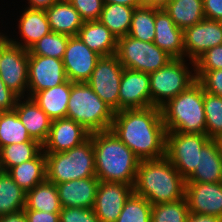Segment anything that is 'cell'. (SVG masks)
<instances>
[{"label": "cell", "mask_w": 222, "mask_h": 222, "mask_svg": "<svg viewBox=\"0 0 222 222\" xmlns=\"http://www.w3.org/2000/svg\"><path fill=\"white\" fill-rule=\"evenodd\" d=\"M110 130L142 160L166 156V128L161 108L122 109L114 113Z\"/></svg>", "instance_id": "1"}, {"label": "cell", "mask_w": 222, "mask_h": 222, "mask_svg": "<svg viewBox=\"0 0 222 222\" xmlns=\"http://www.w3.org/2000/svg\"><path fill=\"white\" fill-rule=\"evenodd\" d=\"M116 55L124 68L148 74L173 59L154 42H144L129 35L118 38Z\"/></svg>", "instance_id": "8"}, {"label": "cell", "mask_w": 222, "mask_h": 222, "mask_svg": "<svg viewBox=\"0 0 222 222\" xmlns=\"http://www.w3.org/2000/svg\"><path fill=\"white\" fill-rule=\"evenodd\" d=\"M90 137V132L70 118L52 120L47 141L43 144L44 153L65 152L79 146Z\"/></svg>", "instance_id": "18"}, {"label": "cell", "mask_w": 222, "mask_h": 222, "mask_svg": "<svg viewBox=\"0 0 222 222\" xmlns=\"http://www.w3.org/2000/svg\"><path fill=\"white\" fill-rule=\"evenodd\" d=\"M18 28L24 43L9 39L8 36L7 39L11 43L27 50L43 36H46L51 32L44 9H25L19 20Z\"/></svg>", "instance_id": "24"}, {"label": "cell", "mask_w": 222, "mask_h": 222, "mask_svg": "<svg viewBox=\"0 0 222 222\" xmlns=\"http://www.w3.org/2000/svg\"><path fill=\"white\" fill-rule=\"evenodd\" d=\"M100 58L78 36L69 37L62 58L67 79L71 82H86Z\"/></svg>", "instance_id": "13"}, {"label": "cell", "mask_w": 222, "mask_h": 222, "mask_svg": "<svg viewBox=\"0 0 222 222\" xmlns=\"http://www.w3.org/2000/svg\"><path fill=\"white\" fill-rule=\"evenodd\" d=\"M8 173L25 192L46 180V156L42 150L34 159L12 167Z\"/></svg>", "instance_id": "27"}, {"label": "cell", "mask_w": 222, "mask_h": 222, "mask_svg": "<svg viewBox=\"0 0 222 222\" xmlns=\"http://www.w3.org/2000/svg\"><path fill=\"white\" fill-rule=\"evenodd\" d=\"M51 32L77 36L84 20L68 0H58L45 9Z\"/></svg>", "instance_id": "23"}, {"label": "cell", "mask_w": 222, "mask_h": 222, "mask_svg": "<svg viewBox=\"0 0 222 222\" xmlns=\"http://www.w3.org/2000/svg\"><path fill=\"white\" fill-rule=\"evenodd\" d=\"M189 214L185 197L183 199L152 206L151 222H185Z\"/></svg>", "instance_id": "38"}, {"label": "cell", "mask_w": 222, "mask_h": 222, "mask_svg": "<svg viewBox=\"0 0 222 222\" xmlns=\"http://www.w3.org/2000/svg\"><path fill=\"white\" fill-rule=\"evenodd\" d=\"M133 186L120 182L100 181L93 210L100 222H116Z\"/></svg>", "instance_id": "15"}, {"label": "cell", "mask_w": 222, "mask_h": 222, "mask_svg": "<svg viewBox=\"0 0 222 222\" xmlns=\"http://www.w3.org/2000/svg\"><path fill=\"white\" fill-rule=\"evenodd\" d=\"M28 62L27 49L7 38L0 44V78L19 97H24L26 90L28 93Z\"/></svg>", "instance_id": "10"}, {"label": "cell", "mask_w": 222, "mask_h": 222, "mask_svg": "<svg viewBox=\"0 0 222 222\" xmlns=\"http://www.w3.org/2000/svg\"><path fill=\"white\" fill-rule=\"evenodd\" d=\"M96 176L102 182L134 186L140 159L111 130L90 133Z\"/></svg>", "instance_id": "2"}, {"label": "cell", "mask_w": 222, "mask_h": 222, "mask_svg": "<svg viewBox=\"0 0 222 222\" xmlns=\"http://www.w3.org/2000/svg\"><path fill=\"white\" fill-rule=\"evenodd\" d=\"M152 106L161 108L196 81L184 58H173L164 67L149 74Z\"/></svg>", "instance_id": "7"}, {"label": "cell", "mask_w": 222, "mask_h": 222, "mask_svg": "<svg viewBox=\"0 0 222 222\" xmlns=\"http://www.w3.org/2000/svg\"><path fill=\"white\" fill-rule=\"evenodd\" d=\"M134 7L121 4H104L98 19L104 24L117 38L128 35Z\"/></svg>", "instance_id": "30"}, {"label": "cell", "mask_w": 222, "mask_h": 222, "mask_svg": "<svg viewBox=\"0 0 222 222\" xmlns=\"http://www.w3.org/2000/svg\"><path fill=\"white\" fill-rule=\"evenodd\" d=\"M185 184L186 180L164 156L140 161L133 192L146 198L153 206L183 199Z\"/></svg>", "instance_id": "3"}, {"label": "cell", "mask_w": 222, "mask_h": 222, "mask_svg": "<svg viewBox=\"0 0 222 222\" xmlns=\"http://www.w3.org/2000/svg\"><path fill=\"white\" fill-rule=\"evenodd\" d=\"M209 140L206 134L167 131L166 157L185 180L198 167L199 153Z\"/></svg>", "instance_id": "9"}, {"label": "cell", "mask_w": 222, "mask_h": 222, "mask_svg": "<svg viewBox=\"0 0 222 222\" xmlns=\"http://www.w3.org/2000/svg\"><path fill=\"white\" fill-rule=\"evenodd\" d=\"M43 150L39 142H21L0 149V170L9 171L12 167L34 159Z\"/></svg>", "instance_id": "32"}, {"label": "cell", "mask_w": 222, "mask_h": 222, "mask_svg": "<svg viewBox=\"0 0 222 222\" xmlns=\"http://www.w3.org/2000/svg\"><path fill=\"white\" fill-rule=\"evenodd\" d=\"M186 182H222V159L213 139H210L201 149L198 167Z\"/></svg>", "instance_id": "25"}, {"label": "cell", "mask_w": 222, "mask_h": 222, "mask_svg": "<svg viewBox=\"0 0 222 222\" xmlns=\"http://www.w3.org/2000/svg\"><path fill=\"white\" fill-rule=\"evenodd\" d=\"M185 222H222L219 216L190 213Z\"/></svg>", "instance_id": "46"}, {"label": "cell", "mask_w": 222, "mask_h": 222, "mask_svg": "<svg viewBox=\"0 0 222 222\" xmlns=\"http://www.w3.org/2000/svg\"><path fill=\"white\" fill-rule=\"evenodd\" d=\"M206 135L210 139L222 136V97L204 91Z\"/></svg>", "instance_id": "37"}, {"label": "cell", "mask_w": 222, "mask_h": 222, "mask_svg": "<svg viewBox=\"0 0 222 222\" xmlns=\"http://www.w3.org/2000/svg\"><path fill=\"white\" fill-rule=\"evenodd\" d=\"M148 73L124 68L119 87V110L152 106Z\"/></svg>", "instance_id": "17"}, {"label": "cell", "mask_w": 222, "mask_h": 222, "mask_svg": "<svg viewBox=\"0 0 222 222\" xmlns=\"http://www.w3.org/2000/svg\"><path fill=\"white\" fill-rule=\"evenodd\" d=\"M128 35L144 42H153L155 38V8L144 5L136 7Z\"/></svg>", "instance_id": "34"}, {"label": "cell", "mask_w": 222, "mask_h": 222, "mask_svg": "<svg viewBox=\"0 0 222 222\" xmlns=\"http://www.w3.org/2000/svg\"><path fill=\"white\" fill-rule=\"evenodd\" d=\"M67 80L61 59L29 55L28 97L32 98L37 92L61 85Z\"/></svg>", "instance_id": "12"}, {"label": "cell", "mask_w": 222, "mask_h": 222, "mask_svg": "<svg viewBox=\"0 0 222 222\" xmlns=\"http://www.w3.org/2000/svg\"><path fill=\"white\" fill-rule=\"evenodd\" d=\"M27 222H59V213H48L37 210H23Z\"/></svg>", "instance_id": "45"}, {"label": "cell", "mask_w": 222, "mask_h": 222, "mask_svg": "<svg viewBox=\"0 0 222 222\" xmlns=\"http://www.w3.org/2000/svg\"><path fill=\"white\" fill-rule=\"evenodd\" d=\"M26 192L22 190L7 171L0 170V216L25 208Z\"/></svg>", "instance_id": "31"}, {"label": "cell", "mask_w": 222, "mask_h": 222, "mask_svg": "<svg viewBox=\"0 0 222 222\" xmlns=\"http://www.w3.org/2000/svg\"><path fill=\"white\" fill-rule=\"evenodd\" d=\"M61 209L56 184L47 179L26 192L25 208L23 210L59 213Z\"/></svg>", "instance_id": "28"}, {"label": "cell", "mask_w": 222, "mask_h": 222, "mask_svg": "<svg viewBox=\"0 0 222 222\" xmlns=\"http://www.w3.org/2000/svg\"><path fill=\"white\" fill-rule=\"evenodd\" d=\"M0 222H27V219L24 211L21 210L19 212L0 216Z\"/></svg>", "instance_id": "47"}, {"label": "cell", "mask_w": 222, "mask_h": 222, "mask_svg": "<svg viewBox=\"0 0 222 222\" xmlns=\"http://www.w3.org/2000/svg\"><path fill=\"white\" fill-rule=\"evenodd\" d=\"M59 222H100L93 208L65 207L59 212Z\"/></svg>", "instance_id": "41"}, {"label": "cell", "mask_w": 222, "mask_h": 222, "mask_svg": "<svg viewBox=\"0 0 222 222\" xmlns=\"http://www.w3.org/2000/svg\"><path fill=\"white\" fill-rule=\"evenodd\" d=\"M151 211L152 204L146 198L132 192L116 222H151Z\"/></svg>", "instance_id": "35"}, {"label": "cell", "mask_w": 222, "mask_h": 222, "mask_svg": "<svg viewBox=\"0 0 222 222\" xmlns=\"http://www.w3.org/2000/svg\"><path fill=\"white\" fill-rule=\"evenodd\" d=\"M84 21L98 20L103 10V0H68Z\"/></svg>", "instance_id": "40"}, {"label": "cell", "mask_w": 222, "mask_h": 222, "mask_svg": "<svg viewBox=\"0 0 222 222\" xmlns=\"http://www.w3.org/2000/svg\"><path fill=\"white\" fill-rule=\"evenodd\" d=\"M170 0H142L144 6L156 9H164Z\"/></svg>", "instance_id": "50"}, {"label": "cell", "mask_w": 222, "mask_h": 222, "mask_svg": "<svg viewBox=\"0 0 222 222\" xmlns=\"http://www.w3.org/2000/svg\"><path fill=\"white\" fill-rule=\"evenodd\" d=\"M73 83L67 80L61 85L37 92L32 98L52 120L65 118Z\"/></svg>", "instance_id": "26"}, {"label": "cell", "mask_w": 222, "mask_h": 222, "mask_svg": "<svg viewBox=\"0 0 222 222\" xmlns=\"http://www.w3.org/2000/svg\"><path fill=\"white\" fill-rule=\"evenodd\" d=\"M6 38H7L6 35L4 36V34L1 35V33H0V44H1Z\"/></svg>", "instance_id": "52"}, {"label": "cell", "mask_w": 222, "mask_h": 222, "mask_svg": "<svg viewBox=\"0 0 222 222\" xmlns=\"http://www.w3.org/2000/svg\"><path fill=\"white\" fill-rule=\"evenodd\" d=\"M19 97L14 108L21 123L26 127L32 139L43 145L49 136L52 119L38 106L31 97ZM22 102V103H21Z\"/></svg>", "instance_id": "21"}, {"label": "cell", "mask_w": 222, "mask_h": 222, "mask_svg": "<svg viewBox=\"0 0 222 222\" xmlns=\"http://www.w3.org/2000/svg\"><path fill=\"white\" fill-rule=\"evenodd\" d=\"M104 4H121V5H126L129 7H139L142 4V0H103Z\"/></svg>", "instance_id": "49"}, {"label": "cell", "mask_w": 222, "mask_h": 222, "mask_svg": "<svg viewBox=\"0 0 222 222\" xmlns=\"http://www.w3.org/2000/svg\"><path fill=\"white\" fill-rule=\"evenodd\" d=\"M19 96L9 89L0 78V112L13 111Z\"/></svg>", "instance_id": "43"}, {"label": "cell", "mask_w": 222, "mask_h": 222, "mask_svg": "<svg viewBox=\"0 0 222 222\" xmlns=\"http://www.w3.org/2000/svg\"><path fill=\"white\" fill-rule=\"evenodd\" d=\"M184 197L190 213L222 218V182H186Z\"/></svg>", "instance_id": "16"}, {"label": "cell", "mask_w": 222, "mask_h": 222, "mask_svg": "<svg viewBox=\"0 0 222 222\" xmlns=\"http://www.w3.org/2000/svg\"><path fill=\"white\" fill-rule=\"evenodd\" d=\"M166 131L206 134L204 89L196 80L161 107Z\"/></svg>", "instance_id": "4"}, {"label": "cell", "mask_w": 222, "mask_h": 222, "mask_svg": "<svg viewBox=\"0 0 222 222\" xmlns=\"http://www.w3.org/2000/svg\"><path fill=\"white\" fill-rule=\"evenodd\" d=\"M45 156L46 179L54 184L96 176L91 137L68 151L45 153Z\"/></svg>", "instance_id": "6"}, {"label": "cell", "mask_w": 222, "mask_h": 222, "mask_svg": "<svg viewBox=\"0 0 222 222\" xmlns=\"http://www.w3.org/2000/svg\"><path fill=\"white\" fill-rule=\"evenodd\" d=\"M214 141L218 147V151L222 159V136L215 138Z\"/></svg>", "instance_id": "51"}, {"label": "cell", "mask_w": 222, "mask_h": 222, "mask_svg": "<svg viewBox=\"0 0 222 222\" xmlns=\"http://www.w3.org/2000/svg\"><path fill=\"white\" fill-rule=\"evenodd\" d=\"M124 67L116 54L101 56L86 83L115 112L119 110V87Z\"/></svg>", "instance_id": "11"}, {"label": "cell", "mask_w": 222, "mask_h": 222, "mask_svg": "<svg viewBox=\"0 0 222 222\" xmlns=\"http://www.w3.org/2000/svg\"><path fill=\"white\" fill-rule=\"evenodd\" d=\"M164 10L183 31L205 18L203 0H170Z\"/></svg>", "instance_id": "29"}, {"label": "cell", "mask_w": 222, "mask_h": 222, "mask_svg": "<svg viewBox=\"0 0 222 222\" xmlns=\"http://www.w3.org/2000/svg\"><path fill=\"white\" fill-rule=\"evenodd\" d=\"M30 3L29 7L31 9H47L50 8L58 0H28Z\"/></svg>", "instance_id": "48"}, {"label": "cell", "mask_w": 222, "mask_h": 222, "mask_svg": "<svg viewBox=\"0 0 222 222\" xmlns=\"http://www.w3.org/2000/svg\"><path fill=\"white\" fill-rule=\"evenodd\" d=\"M115 111L102 101L86 82H74L67 106V118L90 133L110 130Z\"/></svg>", "instance_id": "5"}, {"label": "cell", "mask_w": 222, "mask_h": 222, "mask_svg": "<svg viewBox=\"0 0 222 222\" xmlns=\"http://www.w3.org/2000/svg\"><path fill=\"white\" fill-rule=\"evenodd\" d=\"M77 36L100 56H111L117 52L118 38L99 20L84 21Z\"/></svg>", "instance_id": "22"}, {"label": "cell", "mask_w": 222, "mask_h": 222, "mask_svg": "<svg viewBox=\"0 0 222 222\" xmlns=\"http://www.w3.org/2000/svg\"><path fill=\"white\" fill-rule=\"evenodd\" d=\"M183 40L185 57L190 58L194 67V61L204 52L222 45V21L204 18L183 31Z\"/></svg>", "instance_id": "14"}, {"label": "cell", "mask_w": 222, "mask_h": 222, "mask_svg": "<svg viewBox=\"0 0 222 222\" xmlns=\"http://www.w3.org/2000/svg\"><path fill=\"white\" fill-rule=\"evenodd\" d=\"M154 44L172 58H184L183 30L176 26L164 9L155 8Z\"/></svg>", "instance_id": "20"}, {"label": "cell", "mask_w": 222, "mask_h": 222, "mask_svg": "<svg viewBox=\"0 0 222 222\" xmlns=\"http://www.w3.org/2000/svg\"><path fill=\"white\" fill-rule=\"evenodd\" d=\"M69 37L65 34L50 32L28 49L29 55L47 56L62 60Z\"/></svg>", "instance_id": "36"}, {"label": "cell", "mask_w": 222, "mask_h": 222, "mask_svg": "<svg viewBox=\"0 0 222 222\" xmlns=\"http://www.w3.org/2000/svg\"><path fill=\"white\" fill-rule=\"evenodd\" d=\"M21 142L38 141L31 138L14 110L0 112V149L13 143Z\"/></svg>", "instance_id": "33"}, {"label": "cell", "mask_w": 222, "mask_h": 222, "mask_svg": "<svg viewBox=\"0 0 222 222\" xmlns=\"http://www.w3.org/2000/svg\"><path fill=\"white\" fill-rule=\"evenodd\" d=\"M193 69L196 80L209 70L222 69V45L215 46L204 52L194 61Z\"/></svg>", "instance_id": "39"}, {"label": "cell", "mask_w": 222, "mask_h": 222, "mask_svg": "<svg viewBox=\"0 0 222 222\" xmlns=\"http://www.w3.org/2000/svg\"><path fill=\"white\" fill-rule=\"evenodd\" d=\"M205 18L222 21V0H203Z\"/></svg>", "instance_id": "44"}, {"label": "cell", "mask_w": 222, "mask_h": 222, "mask_svg": "<svg viewBox=\"0 0 222 222\" xmlns=\"http://www.w3.org/2000/svg\"><path fill=\"white\" fill-rule=\"evenodd\" d=\"M204 91L222 97V69L209 70L198 80Z\"/></svg>", "instance_id": "42"}, {"label": "cell", "mask_w": 222, "mask_h": 222, "mask_svg": "<svg viewBox=\"0 0 222 222\" xmlns=\"http://www.w3.org/2000/svg\"><path fill=\"white\" fill-rule=\"evenodd\" d=\"M100 180L97 176L56 184L62 208H93Z\"/></svg>", "instance_id": "19"}]
</instances>
